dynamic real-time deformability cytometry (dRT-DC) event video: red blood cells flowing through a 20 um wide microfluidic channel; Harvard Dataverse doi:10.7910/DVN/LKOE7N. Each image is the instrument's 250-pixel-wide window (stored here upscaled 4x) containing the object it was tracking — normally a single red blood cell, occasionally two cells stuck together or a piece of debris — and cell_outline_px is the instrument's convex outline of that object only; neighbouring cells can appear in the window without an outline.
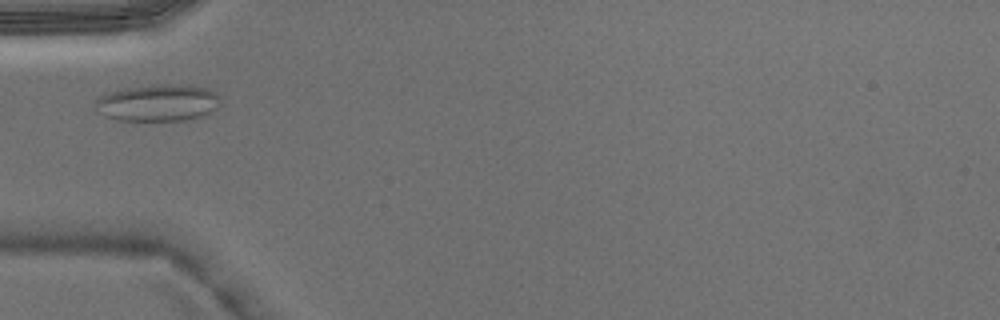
{"species": "Egyptian fruit bat (a non-hibernating species)", "species_latin": "Rousettus aegyptiacus", "temperature_condition": "warm", "stored_images_in_passage": 4, "camera_frame_rate_fps": 3000, "um_per_image_px": 0.085, "animal": {"sex": "male"}, "frame": {"image": 1, "passage_image": 3, "time_ms": 0.667, "image_size_px": [1000, 320], "cell_outline_px": [[224, 104], [200, 116], [184, 120], [116, 120], [104, 116], [96, 112], [92, 108], [92, 104], [100, 96], [124, 88], [164, 84], [188, 84], [208, 88], [216, 92]], "centroid_in_image_um": [13.42, 8.73], "position_along_channel_um": 71.6, "area_um2": 27.22}}